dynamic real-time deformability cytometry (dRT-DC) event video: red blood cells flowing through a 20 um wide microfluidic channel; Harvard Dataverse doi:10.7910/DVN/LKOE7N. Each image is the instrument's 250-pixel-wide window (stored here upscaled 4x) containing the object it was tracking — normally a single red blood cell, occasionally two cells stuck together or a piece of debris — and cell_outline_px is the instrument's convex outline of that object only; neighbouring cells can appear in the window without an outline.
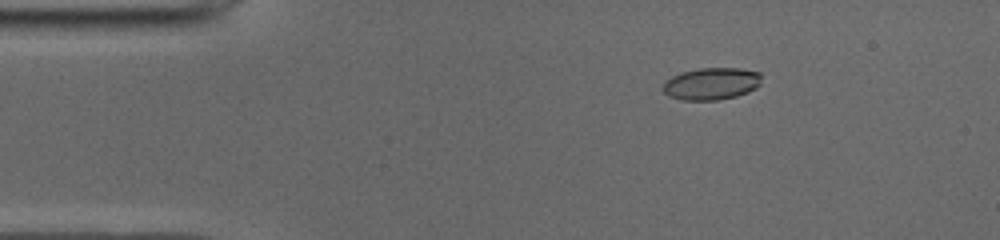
{"species": "common noctule bat (a hibernating species)", "species_latin": "Nyctalus noctula", "temperature_condition": "cold", "stored_images_in_passage": 51, "camera_frame_rate_fps": 3000, "um_per_image_px": 0.085, "animal": {"sex": "male", "body_mass_g": 19.0, "forearm_length_mm": 50.8}, "frame": {"image": 1, "passage_image": 8, "time_ms": 2.333, "image_size_px": [1000, 240], "cell_outline_px": [[760, 84], [756, 88], [748, 92], [736, 96], [720, 100], [684, 100], [668, 96], [664, 92], [664, 80], [680, 72], [700, 68], [740, 68], [760, 72]], "centroid_in_image_um": [60.47, 7.11], "position_along_channel_um": 24.5, "area_um2": 18.55}}
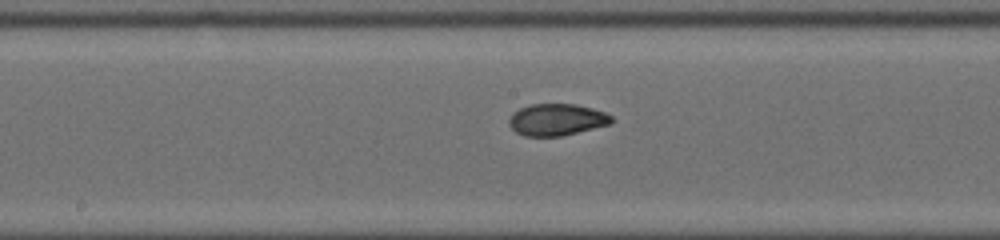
{"frame": {"image": 2, "passage_image": 26, "time_ms": 8.333, "image_size_px": [1000, 240], "cell_outline_px": [[612, 124], [560, 136], [524, 136], [516, 132], [508, 124], [508, 120], [520, 108], [532, 104], [576, 104], [592, 108], [604, 112], [612, 116]], "centroid_in_image_um": [47.34, 10.17], "position_along_channel_um": 200.9, "area_um2": 18.84}}
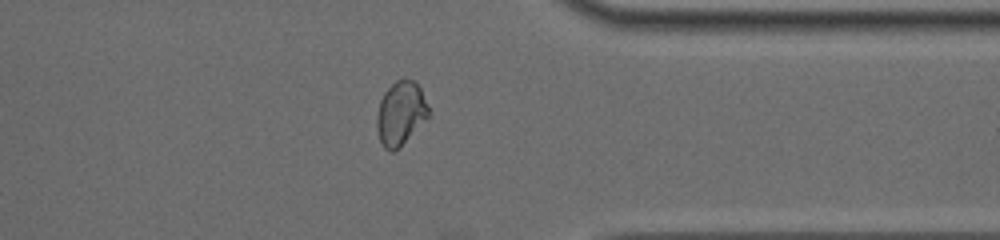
{"frame": {"image": 3, "passage_image": 40, "time_ms": 13.0, "image_size_px": [1000, 240], "cell_outline_px": [[428, 116], [400, 148], [392, 152], [388, 152], [384, 148], [380, 140], [376, 128], [376, 116], [380, 100], [384, 92], [396, 80], [412, 80], [420, 88], [428, 108]], "centroid_in_image_um": [34.01, 9.67], "position_along_channel_um": 377.4, "area_um2": 19.02}, "authors_computed_cell_mechanics": {"area_um2": 18.8428, "velocity_mm_per_s": 3.9496, "shape_relaxation_time_tau1_ms": 10.6629, "shape_relaxation_time_tau2_ms": 1.4444, "deformation_change_tau1": 0.2572, "deformation_change_tau2": 0.0508}}